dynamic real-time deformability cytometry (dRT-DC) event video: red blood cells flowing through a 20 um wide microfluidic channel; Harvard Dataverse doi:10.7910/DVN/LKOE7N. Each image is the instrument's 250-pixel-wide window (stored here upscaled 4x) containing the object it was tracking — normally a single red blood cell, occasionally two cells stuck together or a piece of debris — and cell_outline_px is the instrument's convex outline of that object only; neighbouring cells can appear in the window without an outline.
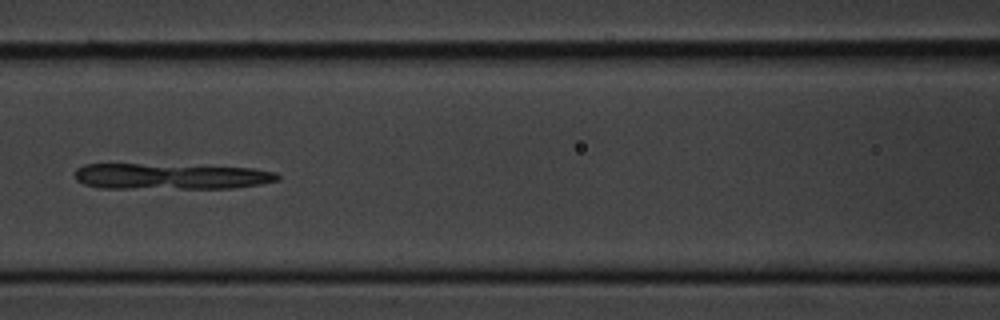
{"species": "common noctule bat (a hibernating species)", "species_latin": "Nyctalus noctula", "temperature_condition": "cold", "stored_images_in_passage": 45, "segment_of_instrument_passage": [1, 2], "camera_frame_rate_fps": 3000, "um_per_image_px": 0.085, "animal": {"sex": "male", "body_mass_g": 20.1, "forearm_length_mm": 53.5}, "frame": {"image": 1, "passage_image": 13, "time_ms": 4.0, "image_size_px": [1000, 320], "cell_outline_px": [[280, 180], [260, 184], [232, 188], [100, 188], [84, 184], [76, 180], [76, 168], [84, 164], [140, 164], [252, 168], [276, 172], [280, 176]], "centroid_in_image_um": [14.51, 14.99], "position_along_channel_um": 152.1, "area_um2": 30.46}}
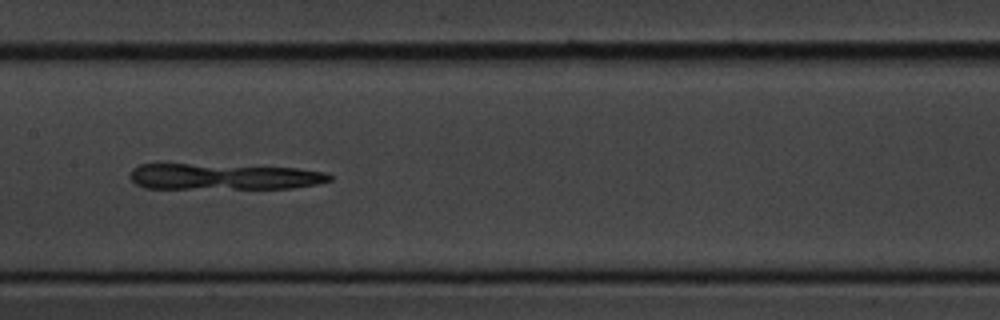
{"frame": {"image": 2, "passage_image": 16, "time_ms": 5.0, "image_size_px": [1000, 320], "cell_outline_px": [[332, 180], [316, 184], [292, 188], [144, 188], [136, 184], [128, 176], [132, 168], [140, 164], [188, 164], [296, 168], [324, 172], [332, 176]], "centroid_in_image_um": [18.97, 15.02], "position_along_channel_um": 188.4, "area_um2": 30.06}}